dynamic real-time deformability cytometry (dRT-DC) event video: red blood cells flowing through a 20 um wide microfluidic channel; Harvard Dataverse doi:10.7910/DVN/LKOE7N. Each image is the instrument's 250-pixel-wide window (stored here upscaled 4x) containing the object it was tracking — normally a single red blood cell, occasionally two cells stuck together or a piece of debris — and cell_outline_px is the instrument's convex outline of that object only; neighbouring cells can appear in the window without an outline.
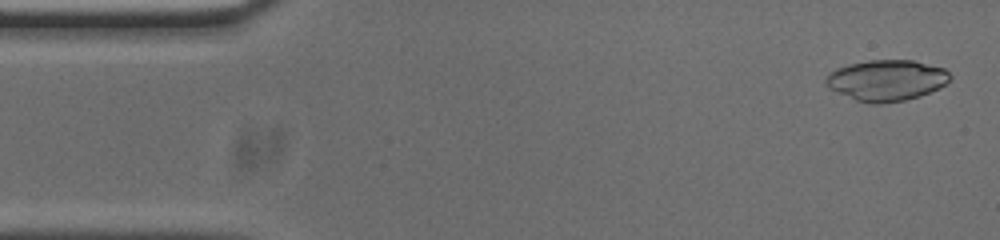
{"species": "common noctule bat (a hibernating species)", "species_latin": "Nyctalus noctula", "temperature_condition": "cold", "stored_images_in_passage": 53, "camera_frame_rate_fps": 3000, "um_per_image_px": 0.085, "animal": {"sex": "male", "body_mass_g": 20.0, "forearm_length_mm": 53.3}, "frame": {"image": 1, "passage_image": 2, "time_ms": 0.333, "image_size_px": [1000, 240], "cell_outline_px": [[952, 76], [940, 88], [920, 96], [904, 100], [880, 104], [868, 104], [856, 100], [828, 88], [824, 84], [824, 80], [828, 72], [836, 68], [848, 64], [868, 60], [912, 60], [944, 68]], "centroid_in_image_um": [75.31, 6.83], "position_along_channel_um": 9.7, "area_um2": 29.82}}